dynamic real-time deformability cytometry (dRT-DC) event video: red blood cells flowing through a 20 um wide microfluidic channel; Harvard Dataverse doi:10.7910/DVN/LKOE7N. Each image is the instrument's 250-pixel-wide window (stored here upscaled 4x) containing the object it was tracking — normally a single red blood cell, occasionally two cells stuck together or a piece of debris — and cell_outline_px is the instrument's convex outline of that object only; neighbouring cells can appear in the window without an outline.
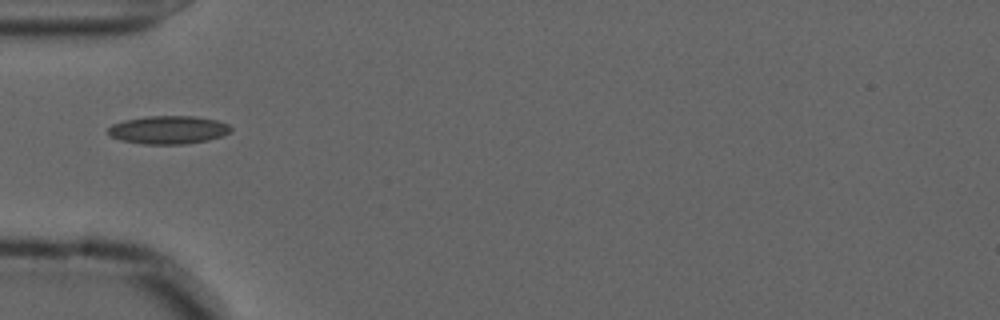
{"species": "common noctule bat (a hibernating species)", "species_latin": "Nyctalus noctula", "temperature_condition": "cold", "stored_images_in_passage": 39, "camera_frame_rate_fps": 3000, "um_per_image_px": 0.085, "animal": {"sex": "male", "forearm_length_mm": 52.5}, "frame": {"image": 1, "passage_image": 1, "time_ms": 0.0, "image_size_px": [1000, 320], "cell_outline_px": [[232, 128], [228, 132], [220, 136], [208, 140], [184, 144], [144, 144], [120, 140], [112, 136], [108, 132], [108, 128], [112, 124], [124, 120], [144, 116], [192, 116], [216, 120], [228, 124]], "centroid_in_image_um": [14.28, 11.03], "position_along_channel_um": 70.7, "area_um2": 20.0}}
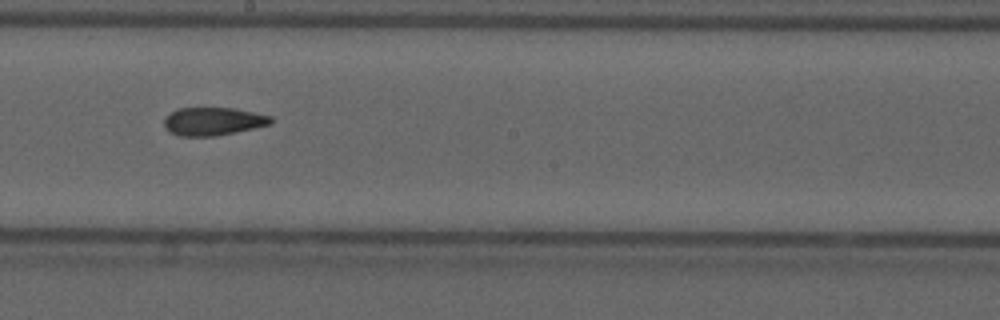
{"frame": {"image": 2, "passage_image": 14, "time_ms": 4.333, "image_size_px": [1000, 320], "cell_outline_px": [[272, 124], [212, 136], [180, 136], [168, 132], [164, 128], [164, 120], [176, 108], [232, 108], [272, 116]], "centroid_in_image_um": [18.07, 10.31], "position_along_channel_um": 230.1, "area_um2": 17.22}}
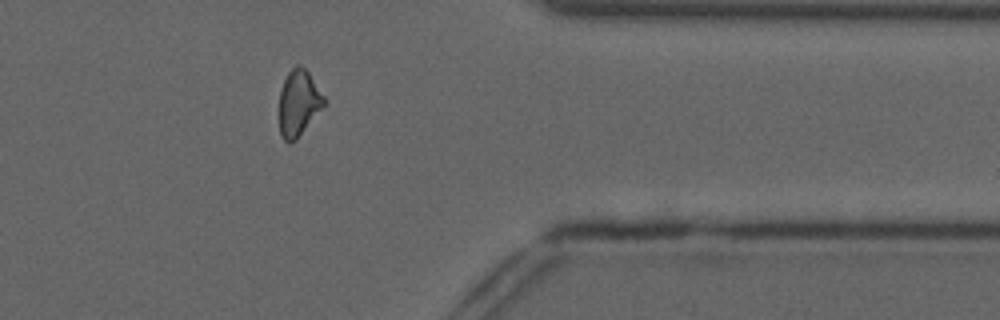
{"frame": {"image": 3, "passage_image": 28, "time_ms": 9.0, "image_size_px": [1000, 320], "cell_outline_px": [[324, 104], [296, 140], [288, 144], [280, 136], [280, 92], [284, 80], [288, 72], [296, 64], [300, 64], [308, 72], [324, 96]], "centroid_in_image_um": [25.35, 8.75], "position_along_channel_um": 386.0, "area_um2": 16.88}, "authors_computed_cell_mechanics": {"area_um2": 17.7446, "velocity_mm_per_s": 3.6685, "shape_relaxation_time_tau1_ms": null, "shape_relaxation_time_tau2_ms": 1.7266, "deformation_change_tau1": null, "deformation_change_tau2": 0.0816}}